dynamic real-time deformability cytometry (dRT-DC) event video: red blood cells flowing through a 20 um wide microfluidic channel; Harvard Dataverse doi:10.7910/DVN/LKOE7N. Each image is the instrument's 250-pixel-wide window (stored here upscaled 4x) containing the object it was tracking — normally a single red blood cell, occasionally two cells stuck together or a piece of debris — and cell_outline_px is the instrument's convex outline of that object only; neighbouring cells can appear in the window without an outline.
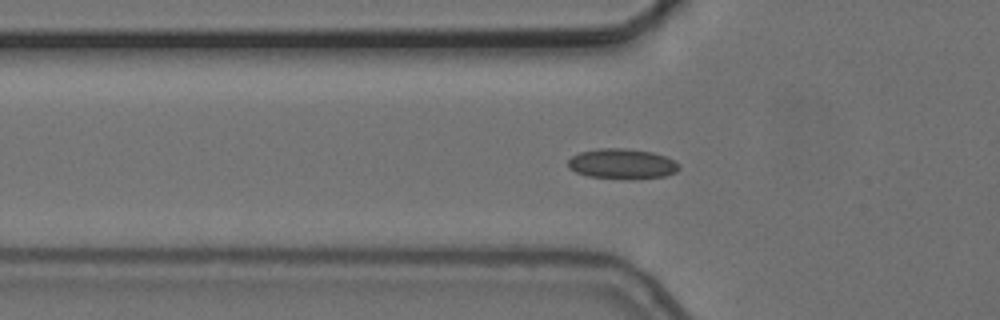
{"species": "common noctule bat (a hibernating species)", "species_latin": "Nyctalus noctula", "temperature_condition": "cold", "stored_images_in_passage": 2, "camera_frame_rate_fps": 3000, "um_per_image_px": 0.085, "animal": {"sex": "female", "body_mass_g": 24.6, "forearm_length_mm": 56.2}, "frame": {"image": 1, "passage_image": 2, "time_ms": 1.0, "image_size_px": [1000, 320], "cell_outline_px": [[680, 168], [676, 172], [664, 176], [632, 180], [628, 180], [588, 176], [576, 172], [568, 168], [568, 160], [572, 156], [580, 152], [600, 148], [624, 148], [652, 152], [676, 160], [680, 164]], "centroid_in_image_um": [52.9, 13.94], "position_along_channel_um": 72.9, "area_um2": 19.83}}